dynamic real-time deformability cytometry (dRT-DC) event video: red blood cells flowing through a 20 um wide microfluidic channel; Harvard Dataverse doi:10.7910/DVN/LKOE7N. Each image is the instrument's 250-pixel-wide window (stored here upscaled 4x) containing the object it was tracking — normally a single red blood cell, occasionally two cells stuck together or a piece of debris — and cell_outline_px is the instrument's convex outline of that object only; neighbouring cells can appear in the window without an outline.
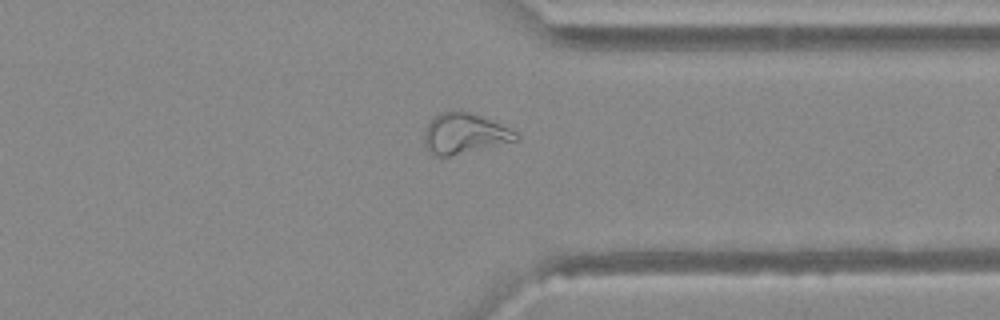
{"species": "Egyptian fruit bat (a non-hibernating species)", "species_latin": "Rousettus aegyptiacus", "temperature_condition": "warm", "stored_images_in_passage": 27, "camera_frame_rate_fps": 3000, "um_per_image_px": 0.085, "animal": {"sex": "female"}, "frame": {"image": 1, "passage_image": 22, "time_ms": 7.0, "image_size_px": [1000, 320], "cell_outline_px": [[520, 136], [516, 140], [448, 156], [436, 156], [424, 144], [424, 128], [432, 116], [440, 112], [468, 112], [480, 116], [508, 128], [516, 132]], "centroid_in_image_um": [39.4, 11.34], "position_along_channel_um": 372.0, "area_um2": 20.98}}